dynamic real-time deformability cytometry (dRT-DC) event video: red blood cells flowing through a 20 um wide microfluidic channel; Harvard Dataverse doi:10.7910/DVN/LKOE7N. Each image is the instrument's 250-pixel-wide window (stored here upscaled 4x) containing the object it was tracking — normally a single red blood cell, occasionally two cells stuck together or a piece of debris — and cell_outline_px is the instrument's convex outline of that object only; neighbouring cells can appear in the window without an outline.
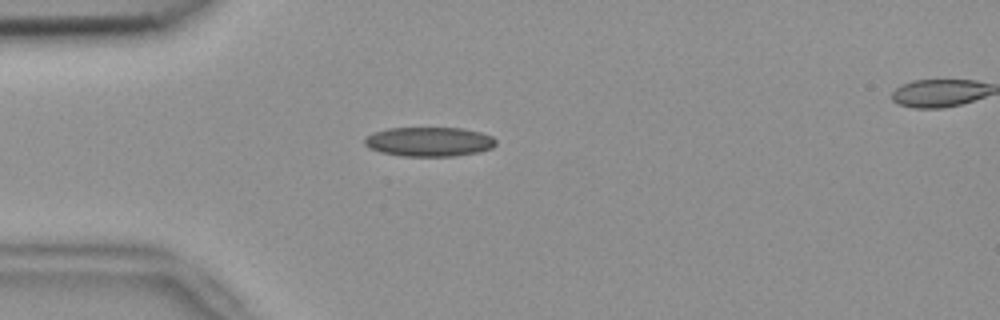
{"species": "common noctule bat (a hibernating species)", "species_latin": "Nyctalus noctula", "temperature_condition": "room temperature", "stored_images_in_passage": 45, "camera_frame_rate_fps": 3000, "um_per_image_px": 0.085, "animal": {"sex": "female", "body_mass_g": 18.4}, "frame": {"image": 1, "passage_image": 11, "time_ms": 3.333, "image_size_px": [1000, 320], "cell_outline_px": [[496, 144], [492, 148], [480, 152], [456, 156], [404, 156], [380, 152], [364, 144], [364, 136], [372, 132], [388, 128], [464, 128], [480, 132], [492, 136], [496, 140]], "centroid_in_image_um": [36.48, 12.04], "position_along_channel_um": 48.5, "area_um2": 22.66}}
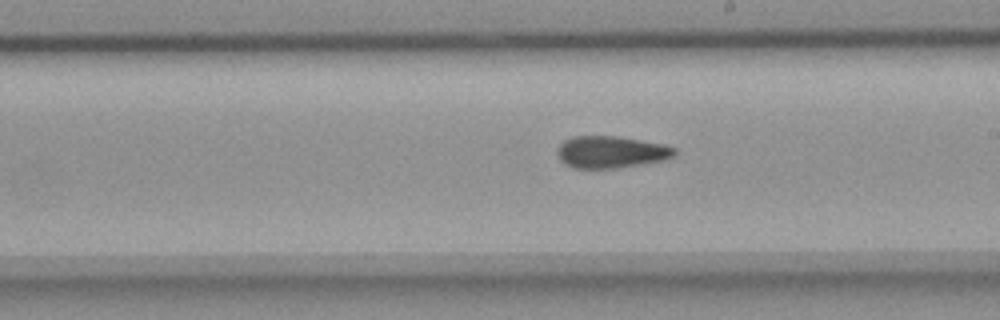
{"frame": {"image": 2, "passage_image": 27, "time_ms": 8.667, "image_size_px": [1000, 320], "cell_outline_px": [[676, 152], [672, 156], [664, 160], [616, 168], [572, 168], [564, 164], [560, 160], [556, 152], [556, 148], [564, 140], [572, 136], [616, 136], [664, 144], [676, 148]], "centroid_in_image_um": [51.88, 12.92], "position_along_channel_um": 237.1, "area_um2": 21.91}}
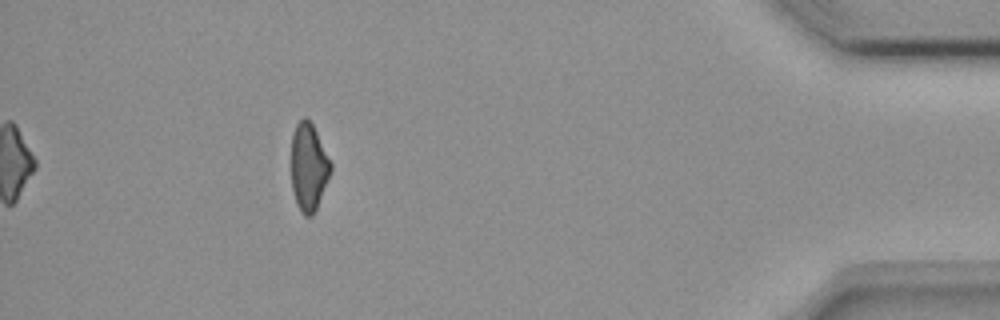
{"frame": {"image": 3, "passage_image": 45, "time_ms": 14.667, "image_size_px": [1000, 320], "cell_outline_px": [[332, 168], [316, 208], [312, 216], [304, 216], [300, 212], [296, 204], [292, 188], [292, 136], [296, 124], [304, 116], [312, 124], [332, 164]], "centroid_in_image_um": [26.22, 14.22], "position_along_channel_um": 409.0, "area_um2": 19.77}, "authors_computed_cell_mechanics": {"area_um2": 22.0218, "velocity_mm_per_s": 3.775, "shape_relaxation_time_tau1_ms": null, "shape_relaxation_time_tau2_ms": 3.7615, "deformation_change_tau1": null, "deformation_change_tau2": 0.104}}